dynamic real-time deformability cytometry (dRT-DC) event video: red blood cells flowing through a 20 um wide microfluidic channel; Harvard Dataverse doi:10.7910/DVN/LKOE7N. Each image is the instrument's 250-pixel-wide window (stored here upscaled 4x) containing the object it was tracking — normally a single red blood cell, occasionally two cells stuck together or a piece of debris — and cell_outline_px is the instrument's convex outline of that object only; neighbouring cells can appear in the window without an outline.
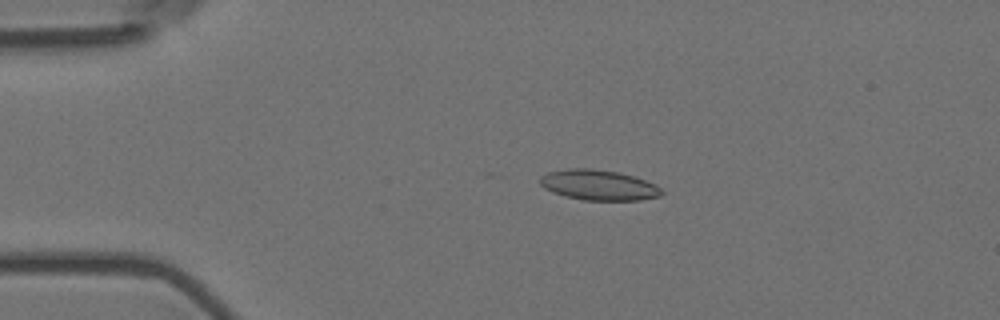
{"species": "Egyptian fruit bat (a non-hibernating species)", "species_latin": "Rousettus aegyptiacus", "temperature_condition": "room temperature", "stored_images_in_passage": 7, "camera_frame_rate_fps": 3000, "um_per_image_px": 0.085, "animal": {"sex": "female"}, "frame": {"image": 1, "passage_image": 4, "time_ms": 1.0, "image_size_px": [1000, 320], "cell_outline_px": [[664, 192], [660, 196], [640, 200], [584, 200], [564, 196], [552, 192], [544, 188], [540, 184], [540, 176], [548, 172], [568, 168], [592, 168], [620, 172], [656, 184]], "centroid_in_image_um": [50.87, 15.72], "position_along_channel_um": 34.1, "area_um2": 21.62}}
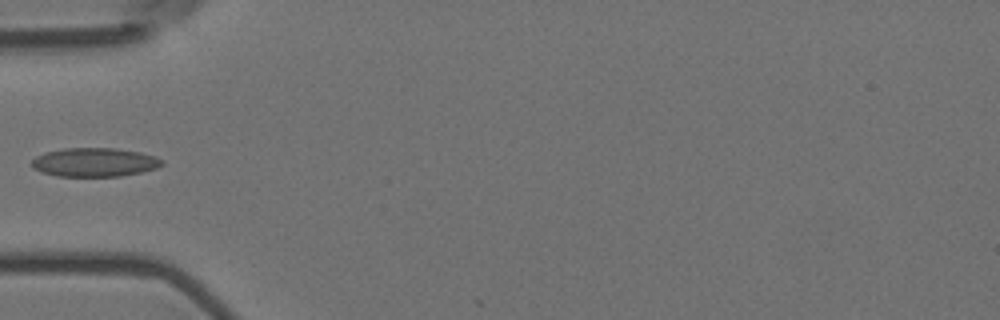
{"frame": {"image": 2, "passage_image": 6, "time_ms": 1.667, "image_size_px": [1000, 320], "cell_outline_px": [[164, 164], [156, 168], [140, 172], [120, 176], [56, 176], [32, 168], [32, 160], [36, 156], [44, 152], [64, 148], [116, 148], [140, 152], [156, 156], [164, 160]], "centroid_in_image_um": [8.05, 13.78], "position_along_channel_um": 76.9, "area_um2": 21.91}}
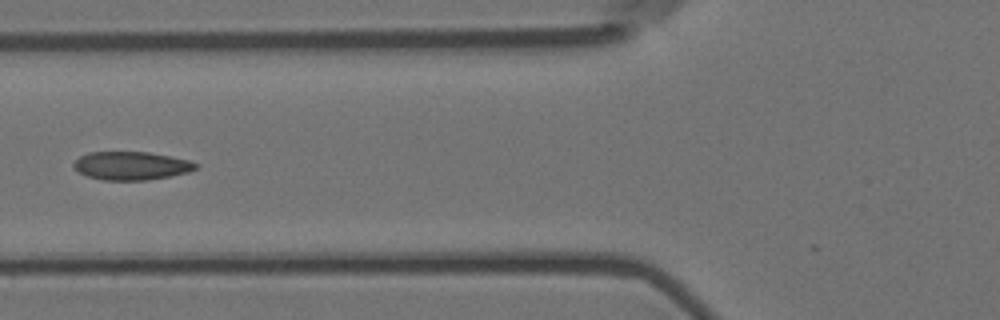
{"frame": {"image": 3, "passage_image": 7, "time_ms": 2.0, "image_size_px": [1000, 320], "cell_outline_px": [[200, 164], [196, 168], [188, 172], [148, 180], [104, 180], [88, 176], [72, 168], [72, 164], [80, 156], [88, 152], [148, 152], [188, 160]], "centroid_in_image_um": [11.13, 14.08], "position_along_channel_um": 114.7, "area_um2": 20.0}}